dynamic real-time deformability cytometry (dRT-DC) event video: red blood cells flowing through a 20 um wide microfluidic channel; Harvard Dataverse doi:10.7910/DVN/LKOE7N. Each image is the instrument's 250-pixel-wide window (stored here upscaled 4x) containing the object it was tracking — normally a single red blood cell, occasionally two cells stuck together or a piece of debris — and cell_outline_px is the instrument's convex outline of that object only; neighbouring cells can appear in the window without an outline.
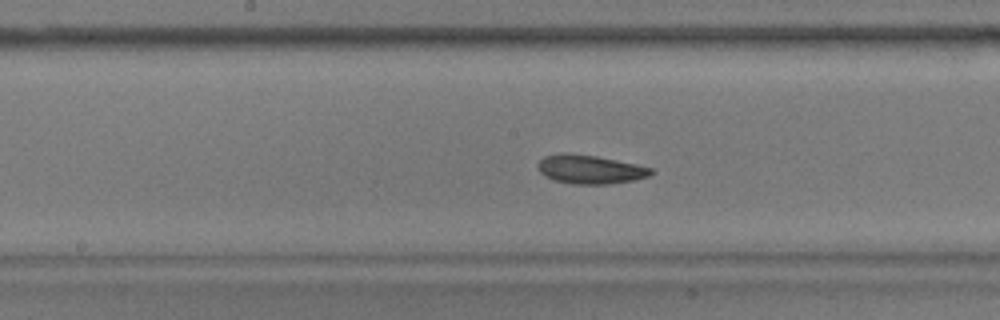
{"species": "common noctule bat (a hibernating species)", "species_latin": "Nyctalus noctula", "temperature_condition": "warm", "stored_images_in_passage": 57, "camera_frame_rate_fps": 3000, "um_per_image_px": 0.085, "animal": {"sex": "male", "body_mass_g": 17.9}, "frame": {"image": 1, "passage_image": 29, "time_ms": 9.333, "image_size_px": [1000, 320], "cell_outline_px": [[656, 172], [648, 176], [632, 180], [608, 184], [572, 184], [556, 180], [544, 176], [536, 168], [536, 164], [544, 156], [560, 152], [568, 152], [596, 156], [636, 164], [652, 168]], "centroid_in_image_um": [50.11, 14.38], "position_along_channel_um": 198.1, "area_um2": 19.13}}
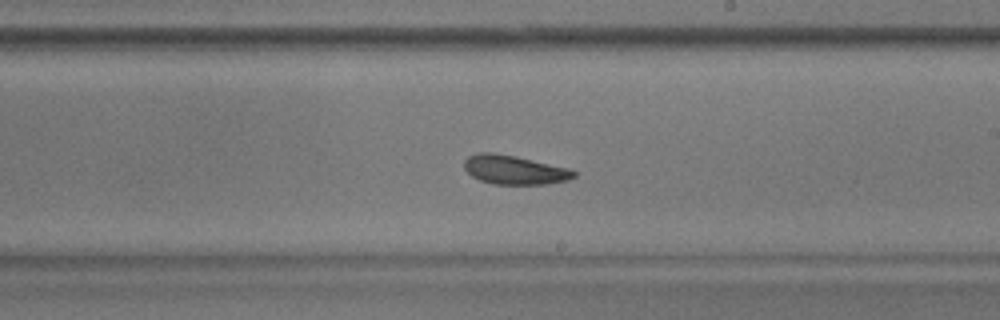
{"frame": {"image": 2, "passage_image": 33, "time_ms": 10.667, "image_size_px": [1000, 320], "cell_outline_px": [[576, 176], [568, 180], [548, 184], [492, 184], [480, 180], [472, 176], [464, 168], [464, 160], [468, 156], [480, 152], [492, 152], [516, 156], [568, 168], [576, 172]], "centroid_in_image_um": [43.71, 14.43], "position_along_channel_um": 245.3, "area_um2": 18.55}}
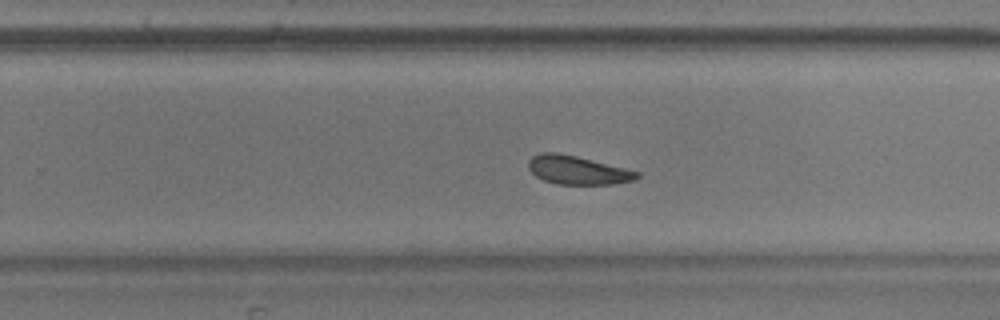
{"frame": {"image": 3, "passage_image": 36, "time_ms": 11.667, "image_size_px": [1000, 320], "cell_outline_px": [[640, 176], [632, 180], [612, 184], [556, 184], [544, 180], [536, 176], [528, 168], [528, 160], [532, 156], [540, 152], [556, 152], [576, 156], [640, 172]], "centroid_in_image_um": [49.05, 14.45], "position_along_channel_um": 280.8, "area_um2": 17.92}, "authors_computed_cell_mechanics": {"area_um2": 19.1318, "velocity_mm_per_s": 3.5584, "shape_relaxation_time_tau1_ms": 3.952, "shape_relaxation_time_tau2_ms": 3.6896, "deformation_change_tau1": 0.1171, "deformation_change_tau2": 0.111}}